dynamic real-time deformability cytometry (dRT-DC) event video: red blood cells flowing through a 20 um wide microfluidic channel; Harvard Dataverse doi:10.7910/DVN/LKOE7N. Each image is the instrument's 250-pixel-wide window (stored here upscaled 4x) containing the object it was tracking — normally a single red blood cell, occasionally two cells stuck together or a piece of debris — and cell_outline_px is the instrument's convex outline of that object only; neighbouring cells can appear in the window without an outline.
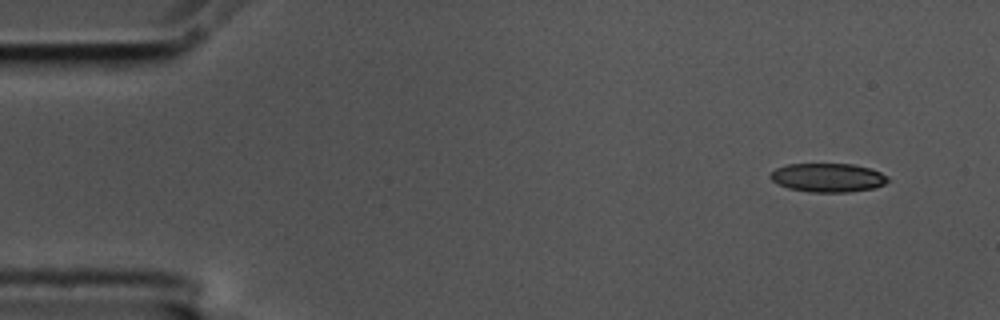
{"species": "common noctule bat (a hibernating species)", "species_latin": "Nyctalus noctula", "temperature_condition": "cold", "stored_images_in_passage": 53, "camera_frame_rate_fps": 3000, "um_per_image_px": 0.085, "animal": {"sex": "male", "body_mass_g": 17.5, "forearm_length_mm": 52.3}, "frame": {"image": 1, "passage_image": 1, "time_ms": 0.0, "image_size_px": [1000, 320], "cell_outline_px": [[892, 180], [876, 188], [848, 192], [808, 192], [788, 188], [772, 180], [768, 176], [776, 168], [788, 164], [852, 164], [872, 168], [888, 176]], "centroid_in_image_um": [70.42, 15.1], "position_along_channel_um": 14.6, "area_um2": 19.88}}
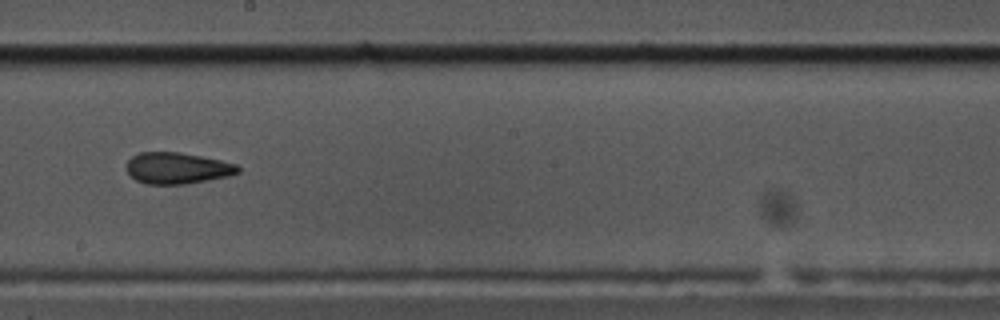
{"frame": {"image": 2, "passage_image": 28, "time_ms": 9.0, "image_size_px": [1000, 320], "cell_outline_px": [[240, 172], [228, 176], [184, 184], [144, 184], [136, 180], [124, 168], [128, 160], [132, 156], [140, 152], [180, 152], [220, 160], [236, 164], [240, 168]], "centroid_in_image_um": [15.03, 14.29], "position_along_channel_um": 233.2, "area_um2": 20.35}}
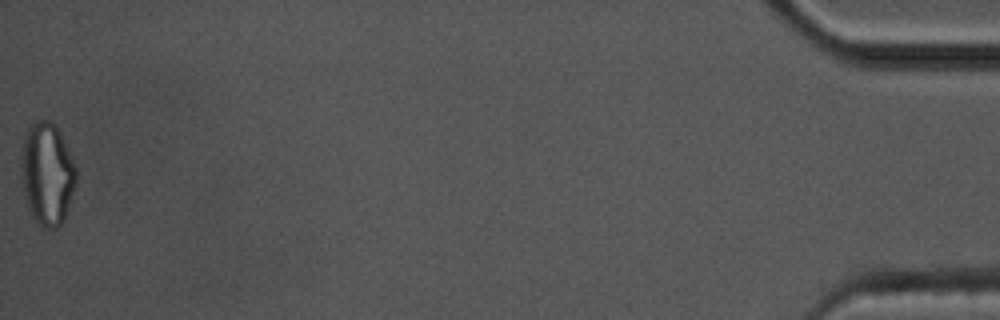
{"frame": {"image": 3, "passage_image": 53, "time_ms": 17.333, "image_size_px": [1000, 320], "cell_outline_px": [[76, 180], [64, 220], [56, 228], [44, 228], [32, 216], [28, 208], [24, 192], [20, 168], [20, 156], [24, 136], [28, 128], [36, 120], [48, 120], [60, 132], [76, 168]], "centroid_in_image_um": [3.98, 14.76], "position_along_channel_um": 431.2, "area_um2": 32.54}, "authors_computed_cell_mechanics": {"area_um2": 20.9236, "velocity_mm_per_s": 3.5707, "shape_relaxation_time_tau1_ms": 6.2731, "shape_relaxation_time_tau2_ms": 2.1924, "deformation_change_tau1": 0.1558, "deformation_change_tau2": 0.096}}